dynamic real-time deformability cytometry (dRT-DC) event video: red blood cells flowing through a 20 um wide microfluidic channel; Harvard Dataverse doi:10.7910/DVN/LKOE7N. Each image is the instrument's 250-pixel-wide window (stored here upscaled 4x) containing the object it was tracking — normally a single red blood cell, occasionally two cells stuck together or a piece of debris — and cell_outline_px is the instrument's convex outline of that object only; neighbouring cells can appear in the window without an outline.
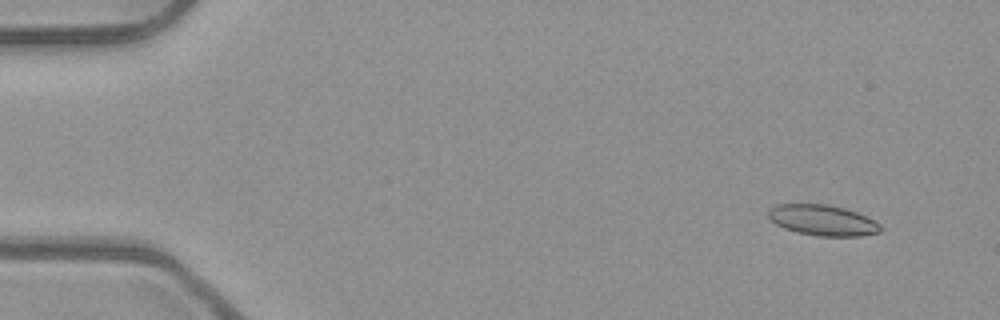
{"species": "common noctule bat (a hibernating species)", "species_latin": "Nyctalus noctula", "temperature_condition": "room temperature", "stored_images_in_passage": 50, "camera_frame_rate_fps": 3000, "um_per_image_px": 0.085, "animal": {"sex": "male", "body_mass_g": 23.1, "forearm_length_mm": 52.7}, "frame": {"image": 1, "passage_image": 2, "time_ms": 0.333, "image_size_px": [1000, 320], "cell_outline_px": [[884, 228], [880, 232], [860, 236], [816, 236], [796, 232], [784, 228], [776, 224], [768, 216], [768, 208], [776, 204], [828, 204], [844, 208], [856, 212], [880, 224]], "centroid_in_image_um": [69.91, 18.72], "position_along_channel_um": 15.1, "area_um2": 20.11}}
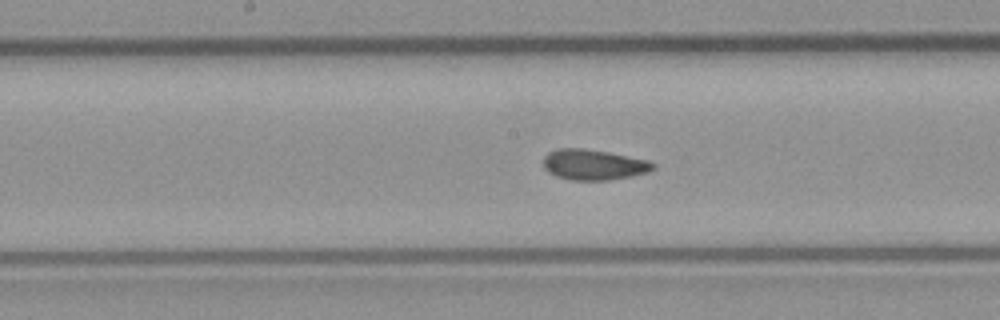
{"frame": {"image": 2, "passage_image": 25, "time_ms": 8.0, "image_size_px": [1000, 320], "cell_outline_px": [[656, 168], [648, 172], [632, 176], [608, 180], [572, 180], [556, 176], [548, 172], [544, 168], [544, 156], [548, 152], [556, 148], [584, 148], [608, 152], [648, 160], [656, 164]], "centroid_in_image_um": [50.46, 13.99], "position_along_channel_um": 197.7, "area_um2": 19.65}}
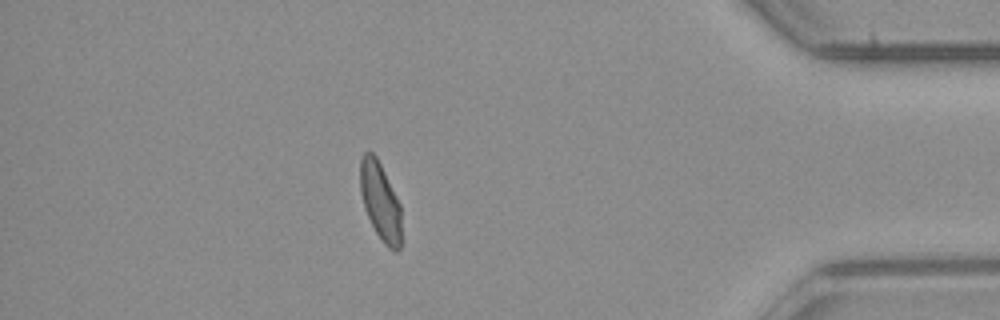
{"frame": {"image": 3, "passage_image": 44, "time_ms": 14.333, "image_size_px": [1000, 320], "cell_outline_px": [[400, 248], [396, 252], [388, 248], [384, 244], [376, 232], [364, 208], [360, 192], [360, 160], [364, 152], [372, 152], [376, 156], [400, 204]], "centroid_in_image_um": [32.31, 17.11], "position_along_channel_um": 402.9, "area_um2": 18.44}, "authors_computed_cell_mechanics": {"area_um2": 19.3341, "velocity_mm_per_s": 3.9318, "shape_relaxation_time_tau1_ms": null, "shape_relaxation_time_tau2_ms": 1.4837, "deformation_change_tau1": null, "deformation_change_tau2": 0.0622}}